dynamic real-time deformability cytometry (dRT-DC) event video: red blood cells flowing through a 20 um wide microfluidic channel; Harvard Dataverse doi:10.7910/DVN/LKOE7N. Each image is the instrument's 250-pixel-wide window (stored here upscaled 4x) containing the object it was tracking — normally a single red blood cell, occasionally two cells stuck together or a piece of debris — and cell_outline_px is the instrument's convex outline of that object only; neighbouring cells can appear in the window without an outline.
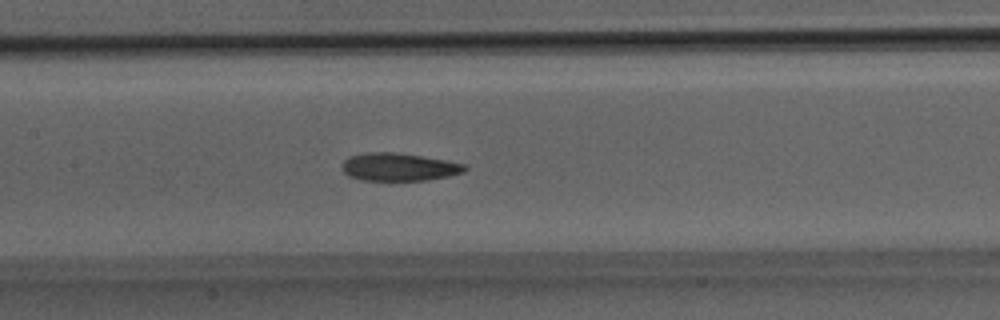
{"species": "Egyptian fruit bat (a non-hibernating species)", "species_latin": "Rousettus aegyptiacus", "temperature_condition": "room temperature", "stored_images_in_passage": 32, "camera_frame_rate_fps": 3000, "um_per_image_px": 0.085, "animal": {"sex": "male"}, "frame": {"image": 1, "passage_image": 15, "time_ms": 4.667, "image_size_px": [1000, 320], "cell_outline_px": [[468, 168], [464, 172], [448, 176], [428, 180], [388, 184], [360, 180], [348, 176], [340, 168], [344, 160], [348, 156], [368, 152], [392, 152], [420, 156], [468, 164]], "centroid_in_image_um": [33.86, 14.25], "position_along_channel_um": 173.5, "area_um2": 20.98}}
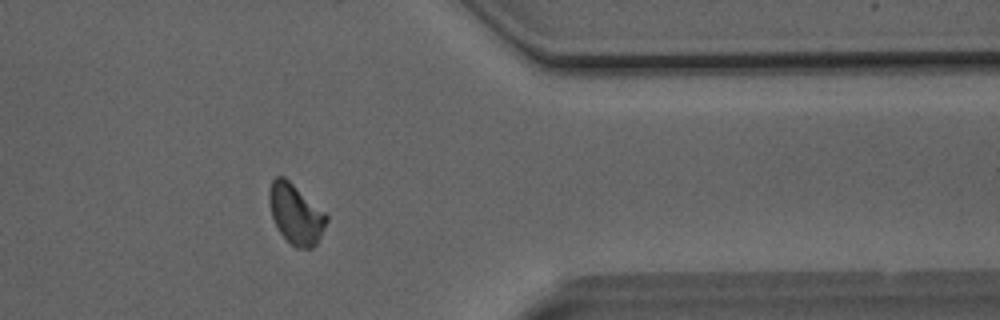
{"frame": {"image": 2, "passage_image": 26, "time_ms": 8.333, "image_size_px": [1000, 320], "cell_outline_px": [[328, 220], [316, 244], [312, 248], [296, 248], [276, 228], [272, 216], [268, 200], [268, 192], [272, 180], [276, 176], [284, 176], [324, 212], [328, 216]], "centroid_in_image_um": [25.11, 18.18], "position_along_channel_um": 386.3, "area_um2": 19.77}}
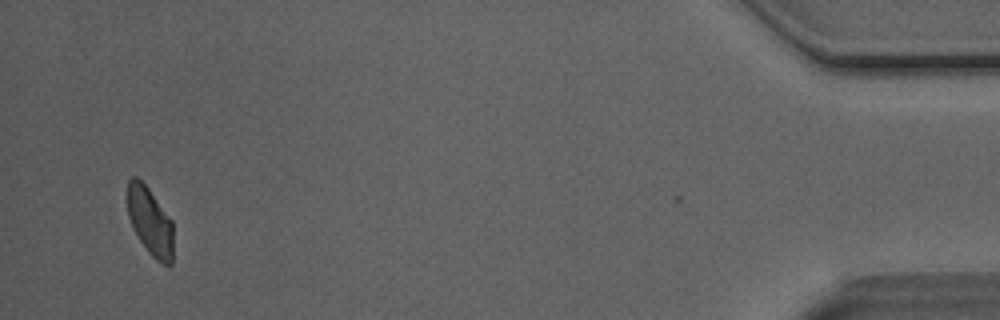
{"frame": {"image": 3, "passage_image": 31, "time_ms": 10.0, "image_size_px": [1000, 320], "cell_outline_px": [[172, 264], [168, 268], [160, 264], [148, 252], [140, 240], [128, 216], [128, 180], [132, 176], [136, 176], [148, 188], [172, 220]], "centroid_in_image_um": [12.77, 18.86], "position_along_channel_um": 422.4, "area_um2": 18.03}}